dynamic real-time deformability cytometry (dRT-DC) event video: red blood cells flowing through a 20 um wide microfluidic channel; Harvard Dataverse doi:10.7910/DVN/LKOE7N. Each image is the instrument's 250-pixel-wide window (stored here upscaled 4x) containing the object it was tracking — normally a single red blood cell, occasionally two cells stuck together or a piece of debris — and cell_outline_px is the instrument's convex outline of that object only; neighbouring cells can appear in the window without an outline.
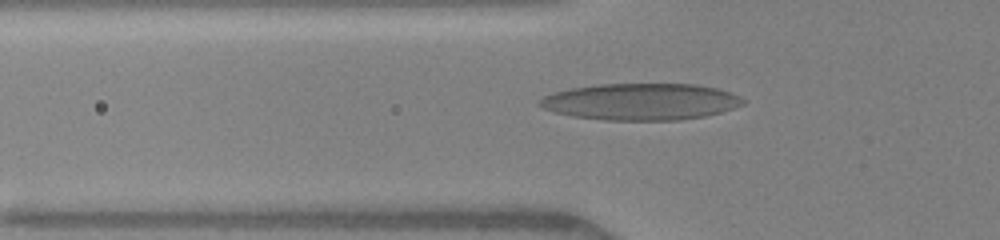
{"species": "human", "species_latin": "Homo sapiens", "temperature_condition": "warm", "stored_images_in_passage": 36, "camera_frame_rate_fps": 3000, "um_per_image_px": 0.085, "donor": {"sex": "female"}, "frame": {"image": 1, "passage_image": 6, "time_ms": 1.667, "image_size_px": [1000, 240], "cell_outline_px": [[744, 104], [720, 112], [704, 116], [680, 120], [604, 120], [572, 116], [556, 112], [544, 108], [536, 104], [544, 96], [556, 92], [572, 88], [600, 84], [696, 84], [716, 88], [740, 96], [744, 100]], "centroid_in_image_um": [54.47, 8.64], "position_along_channel_um": 71.3, "area_um2": 43.18}}
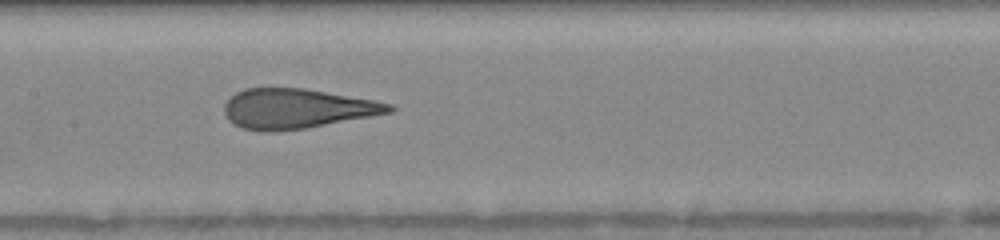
{"frame": {"image": 2, "passage_image": 14, "time_ms": 4.333, "image_size_px": [1000, 240], "cell_outline_px": [[396, 108], [392, 112], [304, 128], [272, 132], [264, 132], [244, 128], [228, 120], [224, 112], [224, 104], [236, 92], [244, 88], [304, 88], [372, 100], [392, 104]], "centroid_in_image_um": [25.2, 9.23], "position_along_channel_um": 182.2, "area_um2": 37.8}}
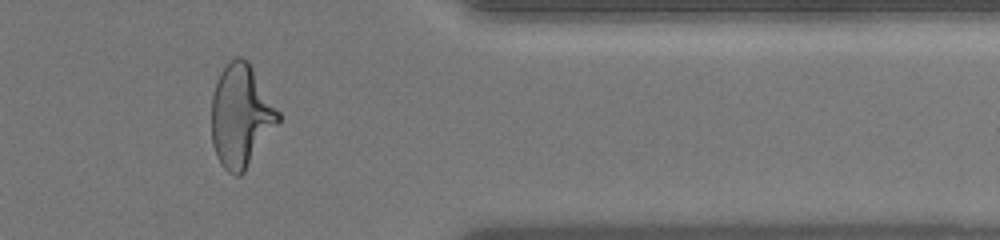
{"frame": {"image": 3, "passage_image": 30, "time_ms": 9.667, "image_size_px": [1000, 240], "cell_outline_px": [[280, 120], [244, 172], [240, 176], [236, 176], [228, 172], [220, 164], [216, 156], [212, 144], [212, 96], [220, 72], [236, 56], [240, 56], [248, 60], [280, 112]], "centroid_in_image_um": [20.47, 9.86], "position_along_channel_um": 390.9, "area_um2": 39.71}}